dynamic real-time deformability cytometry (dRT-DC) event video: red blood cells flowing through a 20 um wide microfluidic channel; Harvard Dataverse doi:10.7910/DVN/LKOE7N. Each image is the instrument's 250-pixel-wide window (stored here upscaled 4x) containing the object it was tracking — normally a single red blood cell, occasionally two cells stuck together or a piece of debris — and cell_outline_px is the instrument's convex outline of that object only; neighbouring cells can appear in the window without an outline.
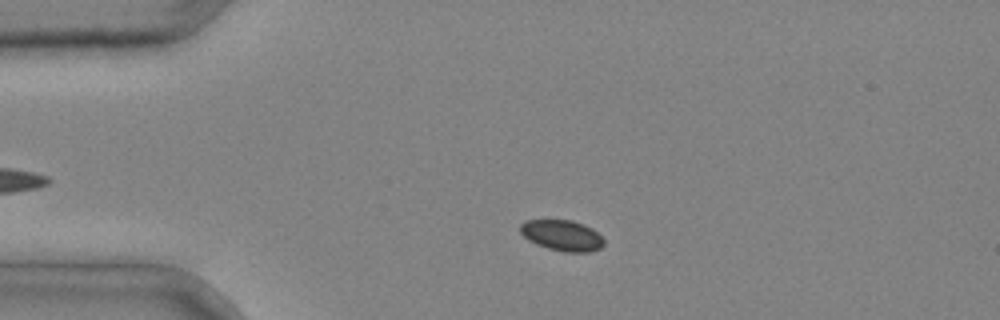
{"species": "common noctule bat (a hibernating species)", "species_latin": "Nyctalus noctula", "temperature_condition": "cold", "stored_images_in_passage": 2, "camera_frame_rate_fps": 3000, "um_per_image_px": 0.085, "animal": {"sex": "male", "body_mass_g": 20.4}, "frame": {"image": 1, "passage_image": 1, "time_ms": 0.0, "image_size_px": [1000, 320], "cell_outline_px": [[604, 244], [600, 248], [592, 252], [564, 252], [548, 248], [536, 244], [528, 240], [520, 232], [520, 224], [528, 220], [572, 220], [592, 228], [604, 240]], "centroid_in_image_um": [47.78, 20.02], "position_along_channel_um": 37.2, "area_um2": 14.97}}